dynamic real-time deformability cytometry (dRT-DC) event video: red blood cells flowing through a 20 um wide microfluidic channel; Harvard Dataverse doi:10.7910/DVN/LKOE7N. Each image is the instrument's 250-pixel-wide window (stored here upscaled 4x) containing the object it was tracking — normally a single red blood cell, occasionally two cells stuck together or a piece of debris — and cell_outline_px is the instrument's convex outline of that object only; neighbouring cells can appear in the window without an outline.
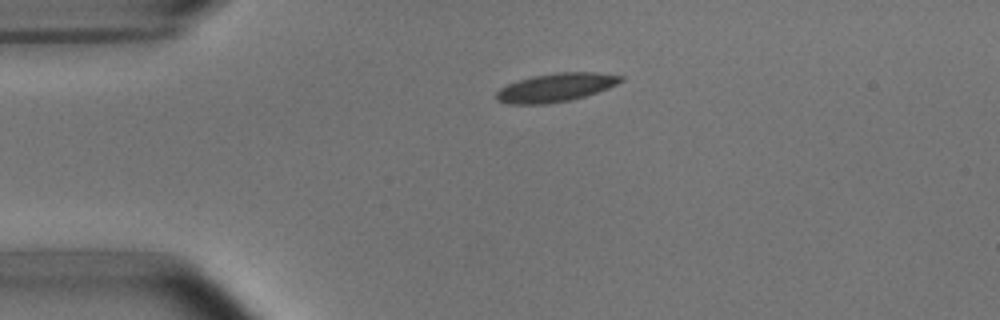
{"species": "common noctule bat (a hibernating species)", "species_latin": "Nyctalus noctula", "temperature_condition": "room temperature", "stored_images_in_passage": 1, "camera_frame_rate_fps": 3000, "um_per_image_px": 0.085, "animal": {"sex": "male", "body_mass_g": 15.6}, "frame": {"image": 1, "passage_image": 1, "time_ms": 0.0, "image_size_px": [1000, 320], "cell_outline_px": [[624, 80], [608, 88], [584, 96], [568, 100], [544, 104], [508, 104], [496, 100], [496, 92], [500, 88], [508, 84], [532, 76], [556, 72], [600, 72], [624, 76]], "centroid_in_image_um": [47.24, 7.43], "position_along_channel_um": 37.8, "area_um2": 20.58}}